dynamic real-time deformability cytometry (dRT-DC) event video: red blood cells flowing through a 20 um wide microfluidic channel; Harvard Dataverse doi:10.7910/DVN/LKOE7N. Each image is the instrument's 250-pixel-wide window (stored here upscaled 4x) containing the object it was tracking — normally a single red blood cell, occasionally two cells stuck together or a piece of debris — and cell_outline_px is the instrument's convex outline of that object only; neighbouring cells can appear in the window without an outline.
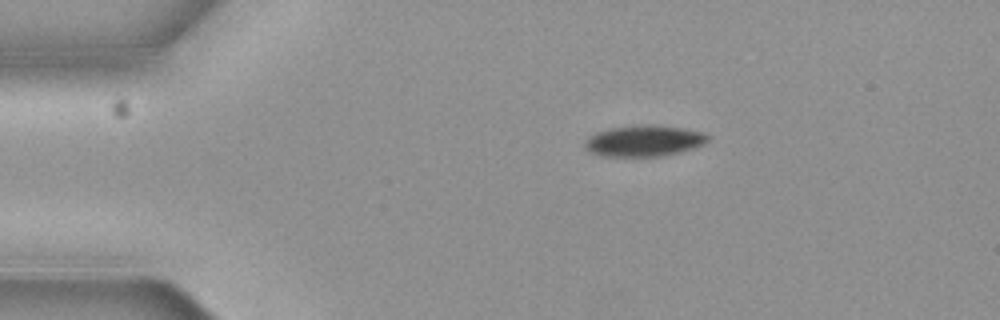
{"species": "common noctule bat (a hibernating species)", "species_latin": "Nyctalus noctula", "temperature_condition": "cold", "stored_images_in_passage": 2, "camera_frame_rate_fps": 3000, "um_per_image_px": 0.085, "animal": {"sex": "female", "body_mass_g": 19.3, "forearm_length_mm": 54.1}, "frame": {"image": 1, "passage_image": 1, "time_ms": 0.0, "image_size_px": [1000, 320], "cell_outline_px": [[708, 140], [704, 144], [680, 152], [656, 156], [604, 156], [592, 152], [584, 144], [596, 132], [612, 128], [644, 124], [680, 128], [700, 132], [708, 136]], "centroid_in_image_um": [54.76, 11.97], "position_along_channel_um": 30.2, "area_um2": 21.56}}